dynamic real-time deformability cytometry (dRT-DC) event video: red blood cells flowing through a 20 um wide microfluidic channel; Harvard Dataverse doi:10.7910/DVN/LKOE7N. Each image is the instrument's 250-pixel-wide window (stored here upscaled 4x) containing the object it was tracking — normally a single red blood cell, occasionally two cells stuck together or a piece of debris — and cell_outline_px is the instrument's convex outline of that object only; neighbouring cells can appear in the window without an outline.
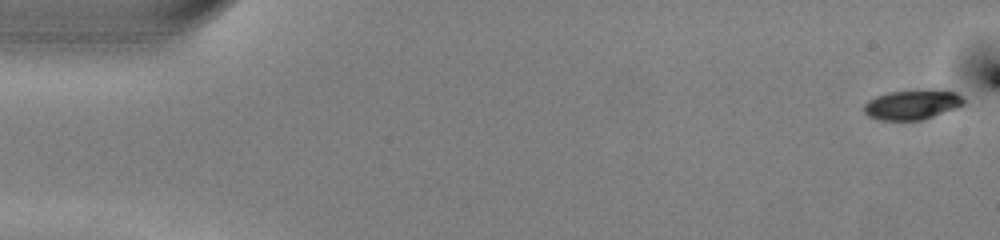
{"species": "common noctule bat (a hibernating species)", "species_latin": "Nyctalus noctula", "temperature_condition": "warm", "stored_images_in_passage": 42, "camera_frame_rate_fps": 3000, "um_per_image_px": 0.085, "animal": {"sex": "male", "body_mass_g": 13.0, "forearm_length_mm": 53.1}, "frame": {"image": 1, "passage_image": 1, "time_ms": 0.0, "image_size_px": [1000, 240], "cell_outline_px": [[964, 104], [932, 116], [920, 120], [880, 120], [868, 116], [864, 112], [864, 104], [868, 100], [876, 96], [888, 92], [928, 88], [944, 88], [956, 92], [964, 100]], "centroid_in_image_um": [77.53, 8.85], "position_along_channel_um": 7.5, "area_um2": 17.57}}
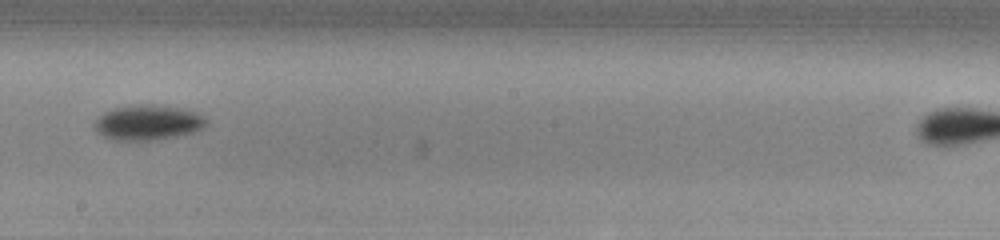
{"frame": {"image": 2, "passage_image": 29, "time_ms": 9.333, "image_size_px": [1000, 240], "cell_outline_px": [[208, 124], [204, 128], [196, 132], [156, 140], [112, 140], [96, 132], [92, 124], [104, 112], [116, 108], [140, 104], [160, 104], [180, 108], [196, 112], [204, 116], [208, 120]], "centroid_in_image_um": [12.61, 10.42], "position_along_channel_um": 235.6, "area_um2": 23.18}}
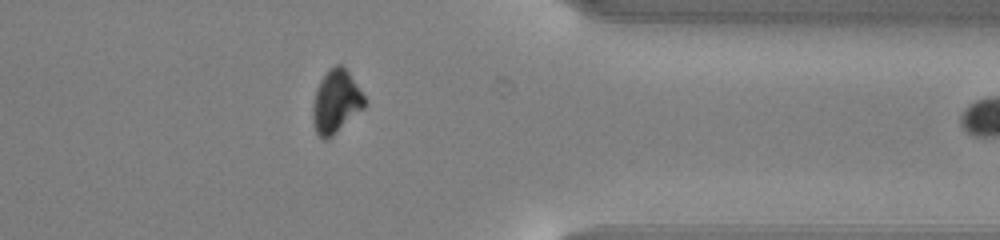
{"frame": {"image": 3, "passage_image": 41, "time_ms": 13.333, "image_size_px": [1000, 240], "cell_outline_px": [[364, 108], [332, 136], [324, 140], [316, 132], [312, 120], [312, 108], [316, 88], [320, 80], [336, 64], [340, 64], [348, 72], [364, 96]], "centroid_in_image_um": [28.53, 8.66], "position_along_channel_um": 382.9, "area_um2": 18.61}}